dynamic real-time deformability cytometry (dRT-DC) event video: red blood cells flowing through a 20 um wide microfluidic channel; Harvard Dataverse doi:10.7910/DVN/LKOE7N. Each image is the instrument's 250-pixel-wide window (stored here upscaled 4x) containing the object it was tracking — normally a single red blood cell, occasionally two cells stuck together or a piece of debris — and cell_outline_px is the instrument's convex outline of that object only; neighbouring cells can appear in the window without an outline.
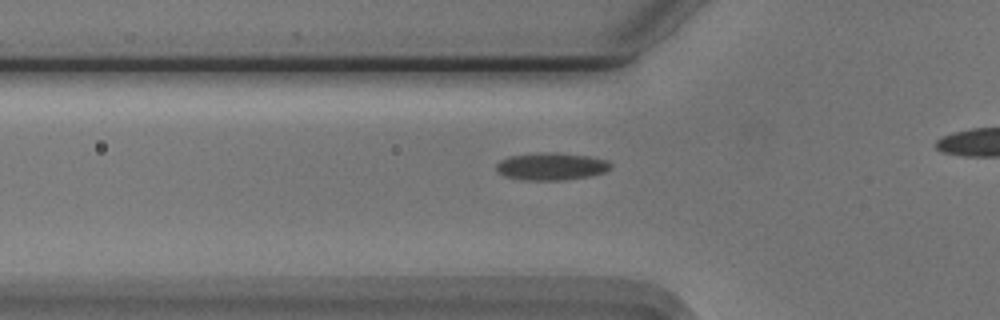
{"species": "Egyptian fruit bat (a non-hibernating species)", "species_latin": "Rousettus aegyptiacus", "temperature_condition": "cold", "stored_images_in_passage": 36, "camera_frame_rate_fps": 3000, "um_per_image_px": 0.085, "animal": {"sex": "male"}, "frame": {"image": 1, "passage_image": 10, "time_ms": 3.0, "image_size_px": [1000, 320], "cell_outline_px": [[612, 164], [604, 172], [588, 176], [564, 180], [520, 180], [504, 176], [496, 168], [496, 164], [500, 160], [508, 156], [540, 152], [560, 152], [588, 156], [608, 160]], "centroid_in_image_um": [46.83, 14.13], "position_along_channel_um": 79.0, "area_um2": 18.38}}
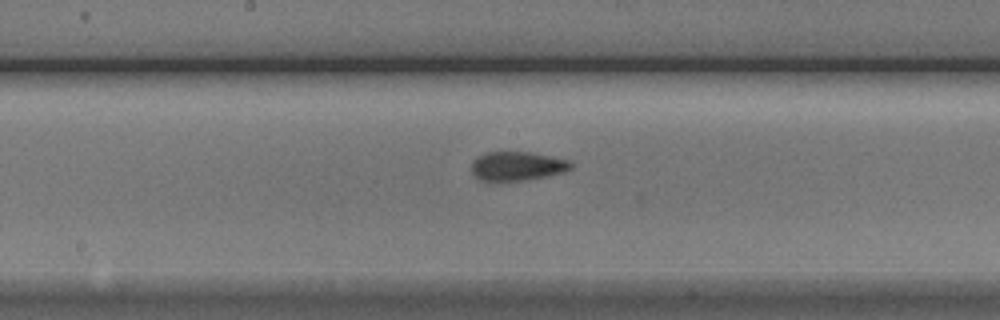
{"frame": {"image": 2, "passage_image": 20, "time_ms": 6.333, "image_size_px": [1000, 320], "cell_outline_px": [[572, 168], [564, 172], [548, 176], [520, 180], [480, 180], [472, 172], [472, 160], [476, 156], [484, 152], [532, 152], [552, 156], [568, 160], [572, 164]], "centroid_in_image_um": [43.96, 14.09], "position_along_channel_um": 204.2, "area_um2": 16.76}}
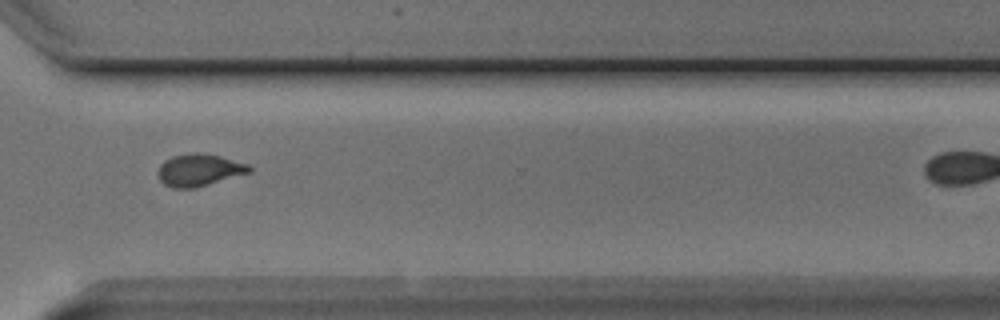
{"frame": {"image": 3, "passage_image": 32, "time_ms": 10.333, "image_size_px": [1000, 320], "cell_outline_px": [[252, 172], [196, 188], [172, 188], [164, 184], [160, 180], [156, 172], [160, 164], [164, 160], [172, 156], [196, 152], [200, 152], [220, 156], [248, 164], [252, 168]], "centroid_in_image_um": [16.92, 14.45], "position_along_channel_um": 353.7, "area_um2": 17.34}}